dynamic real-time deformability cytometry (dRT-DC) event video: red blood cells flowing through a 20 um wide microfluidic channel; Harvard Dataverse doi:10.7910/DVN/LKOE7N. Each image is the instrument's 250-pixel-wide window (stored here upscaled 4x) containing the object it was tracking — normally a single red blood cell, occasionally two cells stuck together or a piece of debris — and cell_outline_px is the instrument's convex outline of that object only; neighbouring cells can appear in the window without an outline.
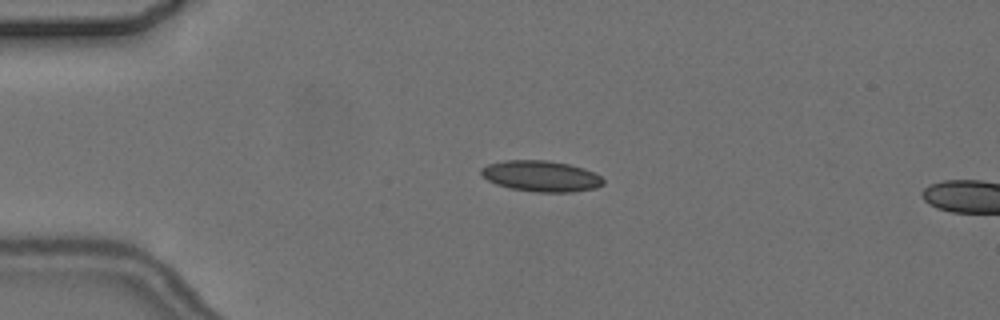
{"species": "common noctule bat (a hibernating species)", "species_latin": "Nyctalus noctula", "temperature_condition": "cold", "stored_images_in_passage": 6, "camera_frame_rate_fps": 3000, "um_per_image_px": 0.085, "animal": {"sex": "female", "body_mass_g": 24.6, "forearm_length_mm": 56.2}, "frame": {"image": 1, "passage_image": 3, "time_ms": 2.333, "image_size_px": [1000, 320], "cell_outline_px": [[604, 184], [596, 188], [572, 192], [536, 192], [512, 188], [496, 184], [488, 180], [480, 172], [480, 168], [488, 164], [504, 160], [544, 160], [568, 164], [584, 168], [600, 176], [604, 180]], "centroid_in_image_um": [45.99, 14.97], "position_along_channel_um": 39.0, "area_um2": 21.91}}